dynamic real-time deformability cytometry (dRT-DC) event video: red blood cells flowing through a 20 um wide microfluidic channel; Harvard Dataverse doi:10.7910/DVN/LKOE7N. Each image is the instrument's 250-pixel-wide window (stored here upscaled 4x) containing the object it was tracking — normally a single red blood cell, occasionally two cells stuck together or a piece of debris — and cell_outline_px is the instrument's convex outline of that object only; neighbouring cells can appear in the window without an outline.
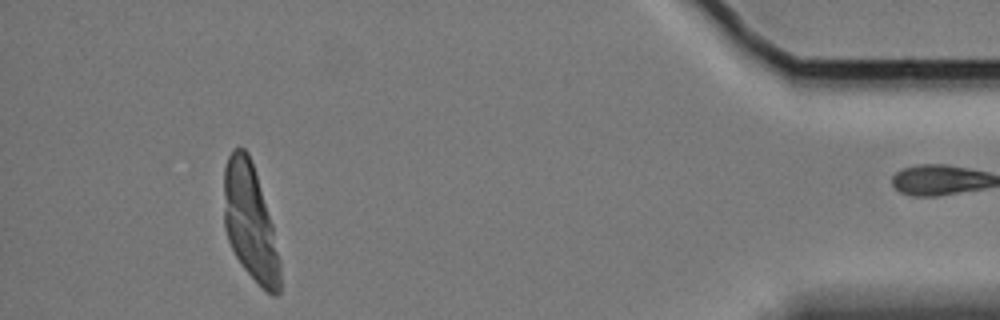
{"species": "Egyptian fruit bat (a non-hibernating species)", "species_latin": "Rousettus aegyptiacus", "temperature_condition": "cold", "stored_images_in_passage": 55, "camera_frame_rate_fps": 3000, "um_per_image_px": 0.085, "animal": {"sex": "female"}, "frame": {"image": 1, "passage_image": 54, "time_ms": 17.667, "image_size_px": [1000, 320], "cell_outline_px": [[280, 292], [276, 296], [272, 296], [244, 268], [236, 256], [228, 240], [224, 228], [224, 168], [228, 156], [232, 148], [244, 148], [248, 152], [272, 224], [280, 268]], "centroid_in_image_um": [21.23, 18.87], "position_along_channel_um": 414.0, "area_um2": 37.28}}